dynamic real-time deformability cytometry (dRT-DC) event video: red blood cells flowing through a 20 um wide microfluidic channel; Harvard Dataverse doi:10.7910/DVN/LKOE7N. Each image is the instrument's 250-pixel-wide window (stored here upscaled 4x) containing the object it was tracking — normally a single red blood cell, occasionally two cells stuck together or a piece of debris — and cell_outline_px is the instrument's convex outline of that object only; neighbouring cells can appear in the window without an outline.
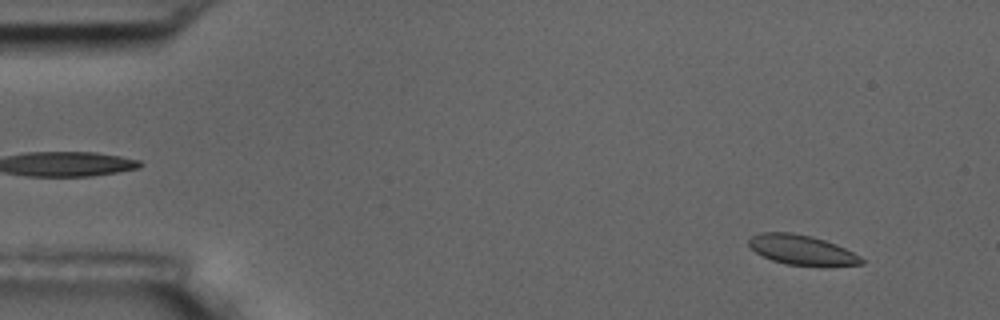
{"species": "common noctule bat (a hibernating species)", "species_latin": "Nyctalus noctula", "temperature_condition": "room temperature", "stored_images_in_passage": 5, "camera_frame_rate_fps": 3000, "um_per_image_px": 0.085, "animal": {"sex": "male", "body_mass_g": 17.5, "forearm_length_mm": 52.3}, "frame": {"image": 1, "passage_image": 1, "time_ms": 0.0, "image_size_px": [1000, 320], "cell_outline_px": [[864, 264], [824, 268], [788, 264], [772, 260], [756, 252], [748, 244], [748, 240], [752, 236], [760, 232], [792, 232], [812, 236], [836, 244], [860, 256], [864, 260]], "centroid_in_image_um": [68.21, 21.27], "position_along_channel_um": 16.8, "area_um2": 20.0}}
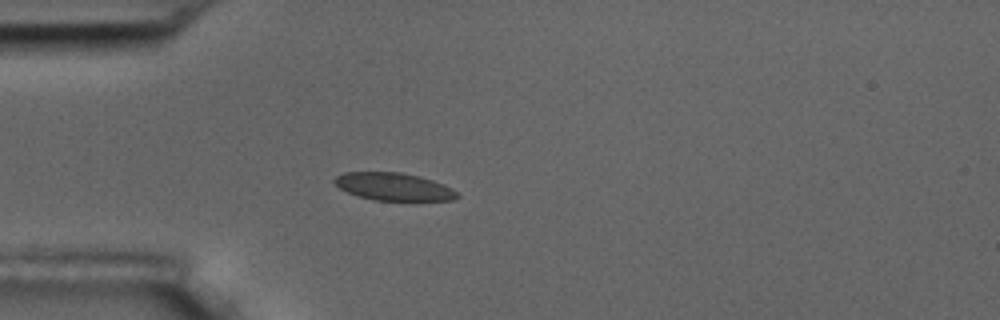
{"frame": {"image": 2, "passage_image": 4, "time_ms": 3.667, "image_size_px": [1000, 320], "cell_outline_px": [[460, 196], [452, 200], [376, 200], [360, 196], [348, 192], [340, 188], [332, 180], [336, 176], [344, 172], [400, 172], [420, 176], [444, 184], [452, 188]], "centroid_in_image_um": [33.47, 15.85], "position_along_channel_um": 51.5, "area_um2": 19.59}}